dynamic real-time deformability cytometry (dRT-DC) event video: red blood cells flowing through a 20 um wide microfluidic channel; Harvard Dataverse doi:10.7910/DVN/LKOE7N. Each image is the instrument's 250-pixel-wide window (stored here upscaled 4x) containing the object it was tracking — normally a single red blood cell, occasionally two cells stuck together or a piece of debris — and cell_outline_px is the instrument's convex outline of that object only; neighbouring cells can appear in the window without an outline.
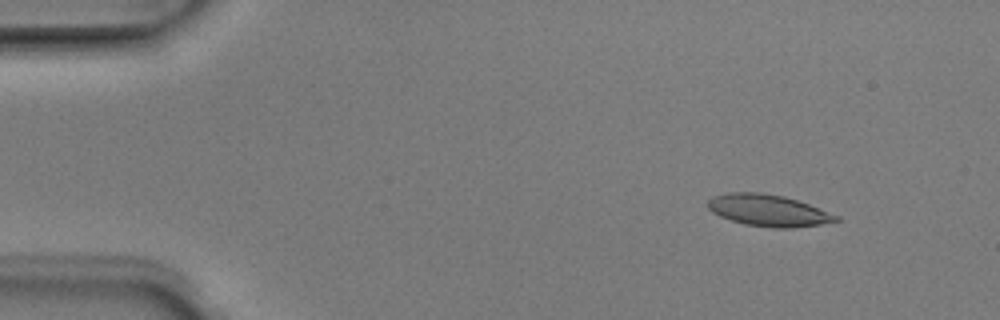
{"species": "Egyptian fruit bat (a non-hibernating species)", "species_latin": "Rousettus aegyptiacus", "temperature_condition": "room temperature", "stored_images_in_passage": 5, "camera_frame_rate_fps": 3000, "um_per_image_px": 0.085, "animal": {"sex": "male"}, "frame": {"image": 1, "passage_image": 2, "time_ms": 0.333, "image_size_px": [1000, 320], "cell_outline_px": [[840, 220], [820, 224], [792, 228], [772, 228], [744, 224], [720, 216], [712, 212], [708, 208], [708, 200], [712, 196], [728, 192], [760, 192], [784, 196], [808, 204], [840, 216]], "centroid_in_image_um": [65.29, 17.88], "position_along_channel_um": 19.7, "area_um2": 23.64}}
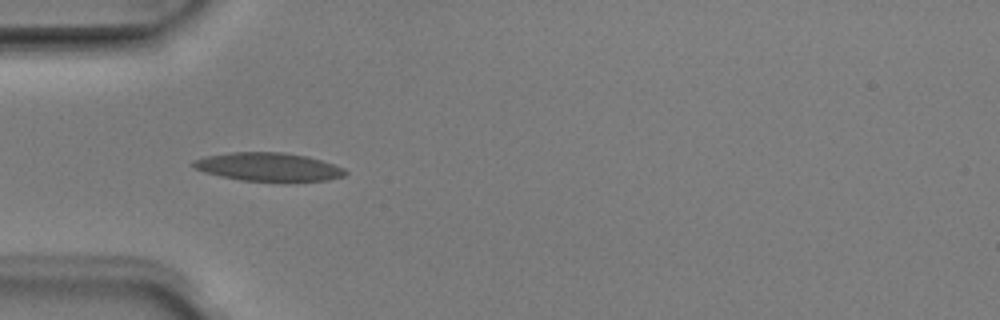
{"frame": {"image": 2, "passage_image": 4, "time_ms": 1.0, "image_size_px": [1000, 320], "cell_outline_px": [[348, 172], [344, 176], [328, 180], [280, 184], [240, 180], [220, 176], [204, 172], [188, 164], [192, 160], [204, 156], [232, 152], [284, 152], [308, 156], [344, 168]], "centroid_in_image_um": [22.82, 14.22], "position_along_channel_um": 62.2, "area_um2": 26.18}}
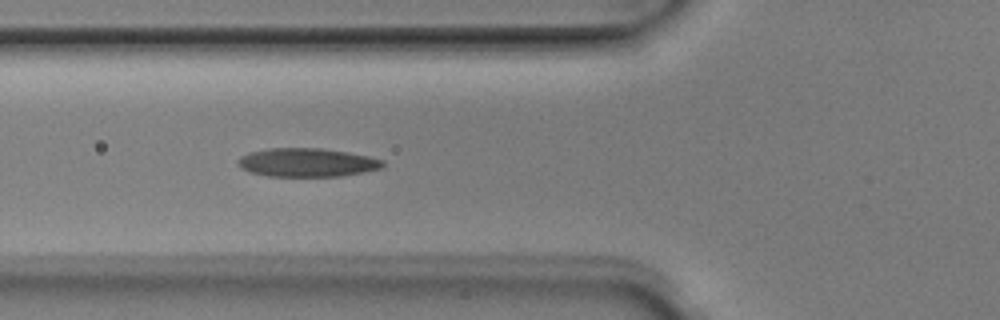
{"frame": {"image": 3, "passage_image": 5, "time_ms": 1.333, "image_size_px": [1000, 320], "cell_outline_px": [[384, 168], [364, 172], [340, 176], [268, 176], [248, 172], [240, 168], [236, 164], [236, 160], [240, 156], [248, 152], [268, 148], [320, 148], [348, 152], [368, 156], [384, 160]], "centroid_in_image_um": [26.06, 13.81], "position_along_channel_um": 99.7, "area_um2": 24.45}}